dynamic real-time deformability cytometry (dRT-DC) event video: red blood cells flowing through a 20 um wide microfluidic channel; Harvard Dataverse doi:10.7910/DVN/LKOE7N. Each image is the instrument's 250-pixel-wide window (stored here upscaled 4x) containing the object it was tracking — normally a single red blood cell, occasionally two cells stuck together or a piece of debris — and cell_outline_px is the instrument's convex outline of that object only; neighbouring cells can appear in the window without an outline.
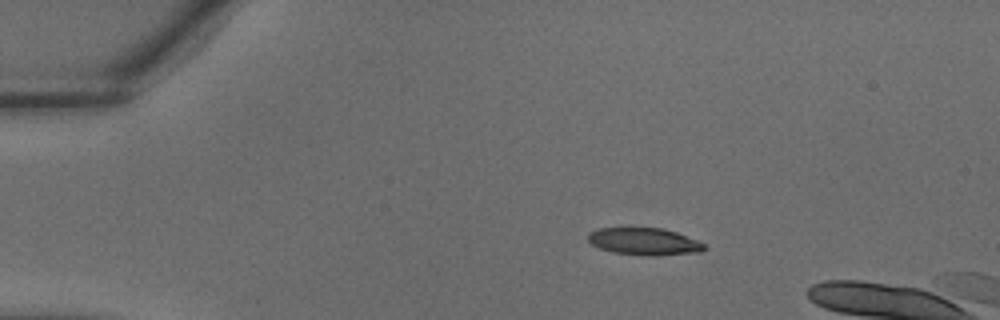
{"species": "common noctule bat (a hibernating species)", "species_latin": "Nyctalus noctula", "temperature_condition": "warm", "stored_images_in_passage": 6, "camera_frame_rate_fps": 3000, "um_per_image_px": 0.085, "animal": {"sex": "male", "body_mass_g": 18.8}, "frame": {"image": 1, "passage_image": 1, "time_ms": 0.0, "image_size_px": [1000, 320], "cell_outline_px": [[704, 248], [700, 252], [656, 256], [648, 256], [612, 252], [600, 248], [592, 244], [588, 240], [588, 232], [596, 228], [664, 228], [676, 232], [696, 240], [704, 244]], "centroid_in_image_um": [54.72, 20.53], "position_along_channel_um": 30.3, "area_um2": 18.38}}